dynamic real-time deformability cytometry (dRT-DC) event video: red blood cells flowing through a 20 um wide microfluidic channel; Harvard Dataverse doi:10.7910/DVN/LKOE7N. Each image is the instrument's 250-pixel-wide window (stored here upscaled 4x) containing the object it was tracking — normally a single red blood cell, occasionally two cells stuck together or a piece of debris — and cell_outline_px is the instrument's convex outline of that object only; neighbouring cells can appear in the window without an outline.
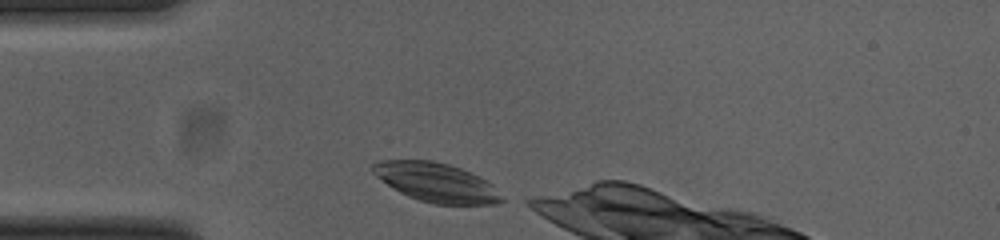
{"species": "common noctule bat (a hibernating species)", "species_latin": "Nyctalus noctula", "temperature_condition": "cold", "stored_images_in_passage": 16, "camera_frame_rate_fps": 3000, "um_per_image_px": 0.085, "animal": {"sex": "female", "body_mass_g": 23.0, "forearm_length_mm": 53.4}, "frame": {"image": 1, "passage_image": 1, "time_ms": 0.0, "image_size_px": [1000, 240], "cell_outline_px": [[504, 200], [496, 204], [432, 204], [408, 196], [400, 192], [388, 184], [372, 172], [372, 164], [376, 160], [432, 160], [448, 164], [460, 168], [480, 176], [492, 184]], "centroid_in_image_um": [37.09, 15.49], "position_along_channel_um": 47.9, "area_um2": 29.13}}
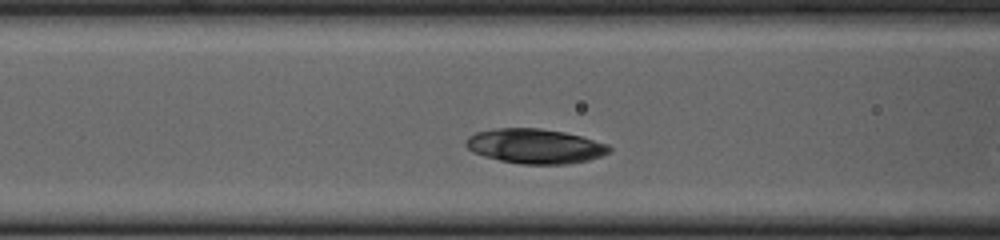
{"frame": {"image": 2, "passage_image": 8, "time_ms": 2.333, "image_size_px": [1000, 240], "cell_outline_px": [[612, 148], [608, 152], [600, 156], [588, 160], [568, 164], [520, 164], [500, 160], [484, 156], [472, 152], [464, 144], [464, 140], [468, 136], [476, 132], [496, 128], [540, 128], [564, 132], [580, 136], [608, 144]], "centroid_in_image_um": [45.44, 12.42], "position_along_channel_um": 121.2, "area_um2": 29.02}}
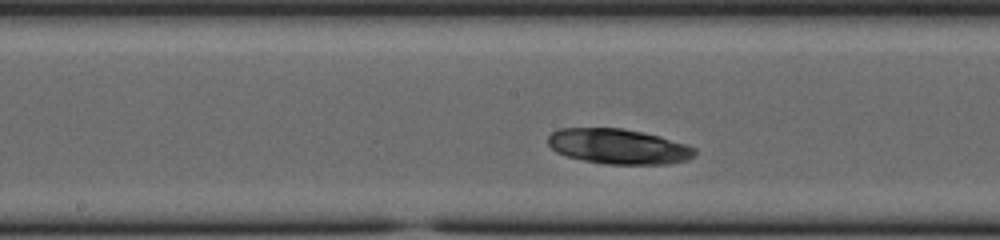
{"frame": {"image": 3, "passage_image": 14, "time_ms": 4.333, "image_size_px": [1000, 240], "cell_outline_px": [[696, 156], [688, 160], [668, 164], [604, 164], [584, 160], [568, 156], [556, 152], [548, 144], [548, 136], [552, 132], [560, 128], [620, 128], [660, 136], [696, 148]], "centroid_in_image_um": [52.58, 12.45], "position_along_channel_um": 195.6, "area_um2": 30.0}}